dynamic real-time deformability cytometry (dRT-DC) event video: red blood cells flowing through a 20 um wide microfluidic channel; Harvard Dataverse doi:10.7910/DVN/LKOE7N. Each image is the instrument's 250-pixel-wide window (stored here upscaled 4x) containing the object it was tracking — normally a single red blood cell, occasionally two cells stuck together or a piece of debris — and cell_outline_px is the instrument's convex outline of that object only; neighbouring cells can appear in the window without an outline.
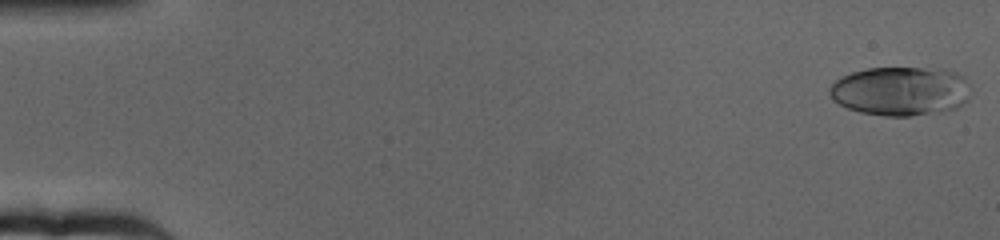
{"species": "human", "species_latin": "Homo sapiens", "temperature_condition": "cold", "stored_images_in_passage": 64, "camera_frame_rate_fps": 3000, "um_per_image_px": 0.085, "donor": {"sex": "female"}, "frame": {"image": 1, "passage_image": 1, "time_ms": 0.0, "image_size_px": [1000, 240], "cell_outline_px": [[968, 100], [964, 104], [956, 108], [944, 112], [908, 116], [884, 116], [860, 112], [848, 108], [832, 100], [828, 92], [828, 88], [836, 80], [852, 72], [868, 68], [944, 68], [956, 72], [964, 76], [968, 84]], "centroid_in_image_um": [76.57, 7.74], "position_along_channel_um": 8.4, "area_um2": 40.75}}
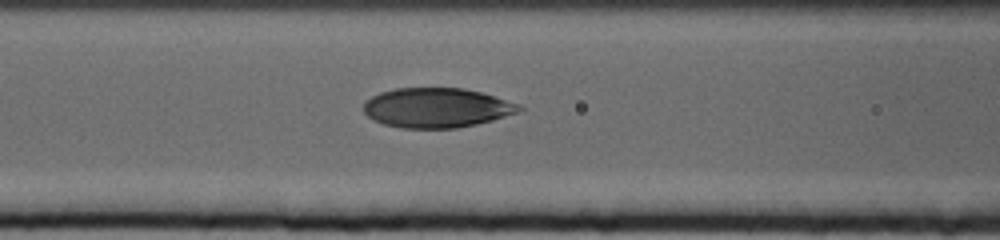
{"frame": {"image": 2, "passage_image": 27, "time_ms": 8.667, "image_size_px": [1000, 240], "cell_outline_px": [[524, 108], [516, 112], [492, 120], [476, 124], [456, 128], [400, 128], [384, 124], [368, 116], [364, 112], [364, 104], [372, 96], [380, 92], [396, 88], [464, 88], [480, 92], [520, 104]], "centroid_in_image_um": [37.11, 9.16], "position_along_channel_um": 129.5, "area_um2": 35.66}}
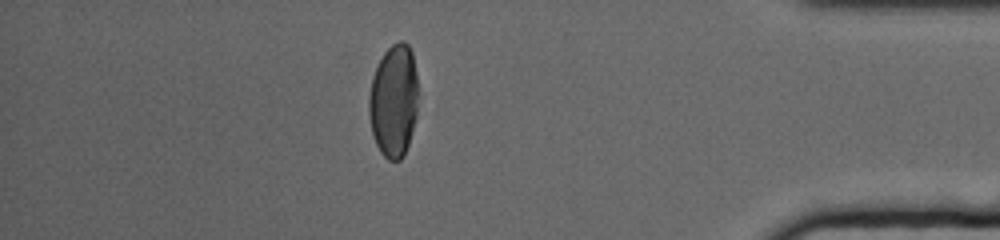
{"frame": {"image": 3, "passage_image": 56, "time_ms": 18.333, "image_size_px": [1000, 240], "cell_outline_px": [[416, 116], [408, 144], [404, 156], [400, 160], [388, 160], [380, 152], [376, 144], [372, 132], [368, 112], [368, 96], [372, 76], [384, 52], [392, 44], [400, 40], [404, 40], [408, 44], [412, 52], [416, 72]], "centroid_in_image_um": [33.44, 8.56], "position_along_channel_um": 401.8, "area_um2": 32.31}, "authors_computed_cell_mechanics": {"area_um2": 37.1365, "velocity_mm_per_s": 3.1763, "shape_relaxation_time_tau1_ms": 6.2725, "shape_relaxation_time_tau2_ms": 1.2547, "deformation_change_tau1": 0.2015, "deformation_change_tau2": 0.0583}}